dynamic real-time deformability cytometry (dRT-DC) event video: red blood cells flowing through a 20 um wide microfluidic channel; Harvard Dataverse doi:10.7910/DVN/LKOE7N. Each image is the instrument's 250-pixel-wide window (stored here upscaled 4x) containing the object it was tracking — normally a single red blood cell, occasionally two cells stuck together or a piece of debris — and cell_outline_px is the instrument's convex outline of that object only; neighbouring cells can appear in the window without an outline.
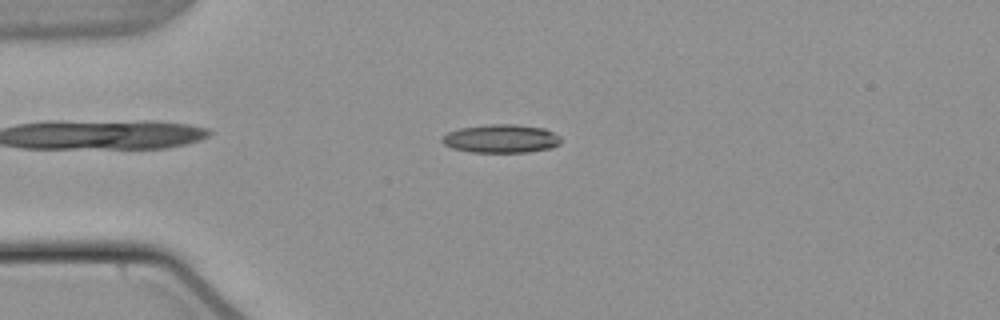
{"species": "common noctule bat (a hibernating species)", "species_latin": "Nyctalus noctula", "temperature_condition": "warm", "stored_images_in_passage": 48, "camera_frame_rate_fps": 3000, "um_per_image_px": 0.085, "animal": {"sex": "male", "body_mass_g": 21.5, "forearm_length_mm": 52.0}, "frame": {"image": 1, "passage_image": 8, "time_ms": 2.333, "image_size_px": [1000, 320], "cell_outline_px": [[560, 144], [552, 148], [528, 152], [472, 152], [452, 148], [444, 144], [440, 140], [448, 132], [460, 128], [488, 124], [516, 124], [544, 128], [560, 136]], "centroid_in_image_um": [42.61, 11.78], "position_along_channel_um": 42.4, "area_um2": 19.71}}
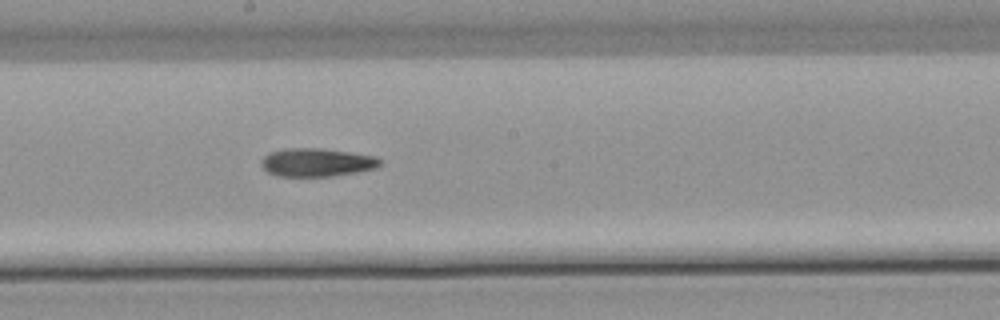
{"frame": {"image": 2, "passage_image": 24, "time_ms": 7.667, "image_size_px": [1000, 320], "cell_outline_px": [[380, 164], [376, 168], [356, 172], [332, 176], [280, 176], [268, 172], [260, 164], [260, 160], [268, 152], [284, 148], [320, 148], [376, 156], [380, 160]], "centroid_in_image_um": [26.88, 13.79], "position_along_channel_um": 221.3, "area_um2": 19.54}}
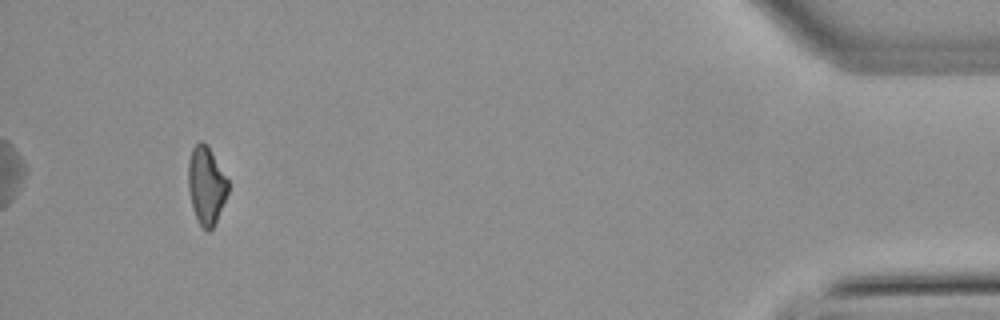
{"frame": {"image": 3, "passage_image": 45, "time_ms": 14.667, "image_size_px": [1000, 320], "cell_outline_px": [[228, 192], [216, 220], [212, 228], [208, 232], [200, 224], [192, 208], [188, 188], [188, 160], [192, 148], [200, 140], [208, 144], [228, 180]], "centroid_in_image_um": [17.52, 15.71], "position_along_channel_um": 417.7, "area_um2": 17.98}}